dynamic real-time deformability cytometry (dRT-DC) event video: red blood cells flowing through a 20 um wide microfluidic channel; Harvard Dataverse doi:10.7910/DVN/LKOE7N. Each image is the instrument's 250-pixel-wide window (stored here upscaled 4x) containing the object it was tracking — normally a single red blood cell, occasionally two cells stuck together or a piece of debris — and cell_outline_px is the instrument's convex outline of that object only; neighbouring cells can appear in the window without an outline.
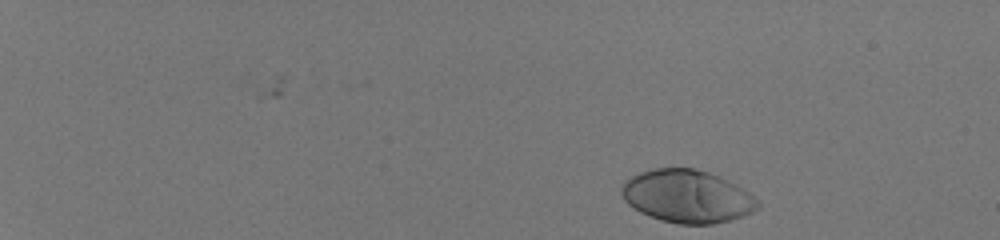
{"species": "human", "species_latin": "Homo sapiens", "temperature_condition": "room temperature", "stored_images_in_passage": 9, "camera_frame_rate_fps": 3000, "um_per_image_px": 0.085, "donor": {"sex": "male"}, "frame": {"image": 1, "passage_image": 9, "time_ms": 2.667, "image_size_px": [1000, 240], "cell_outline_px": [[760, 208], [744, 216], [712, 224], [680, 224], [660, 220], [640, 212], [628, 204], [624, 200], [620, 192], [620, 188], [632, 176], [640, 172], [652, 168], [696, 168], [720, 176], [736, 184], [760, 200]], "centroid_in_image_um": [58.43, 16.69], "position_along_channel_um": 26.6, "area_um2": 42.08}}